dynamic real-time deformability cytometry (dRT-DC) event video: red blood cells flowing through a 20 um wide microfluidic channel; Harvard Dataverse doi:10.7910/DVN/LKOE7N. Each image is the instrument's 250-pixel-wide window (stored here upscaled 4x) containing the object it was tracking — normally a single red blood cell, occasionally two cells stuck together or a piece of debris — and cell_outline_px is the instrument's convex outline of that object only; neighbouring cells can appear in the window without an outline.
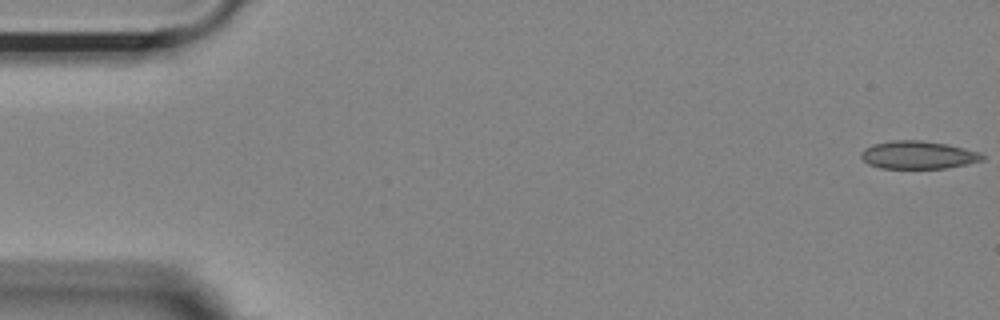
{"species": "Egyptian fruit bat (a non-hibernating species)", "species_latin": "Rousettus aegyptiacus", "temperature_condition": "room temperature", "stored_images_in_passage": 44, "camera_frame_rate_fps": 3000, "um_per_image_px": 0.085, "animal": {"sex": "female"}, "frame": {"image": 1, "passage_image": 1, "time_ms": 0.0, "image_size_px": [1000, 320], "cell_outline_px": [[984, 160], [968, 164], [948, 168], [880, 168], [868, 164], [860, 156], [860, 152], [864, 148], [872, 144], [892, 140], [920, 140], [948, 144], [980, 152], [984, 156]], "centroid_in_image_um": [78.03, 13.17], "position_along_channel_um": 7.0, "area_um2": 19.88}}
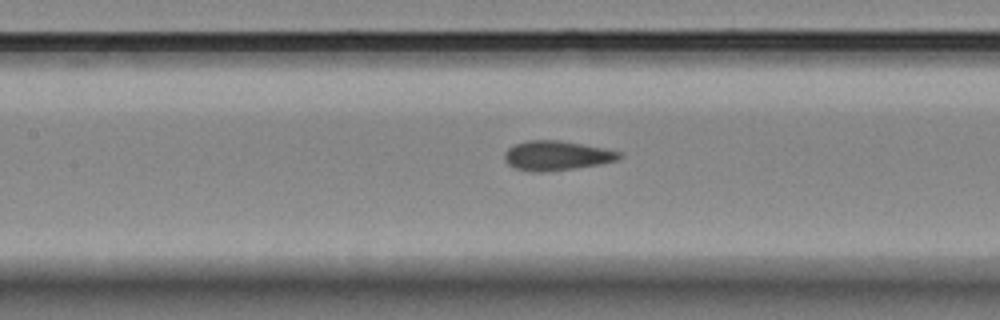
{"frame": {"image": 2, "passage_image": 24, "time_ms": 7.667, "image_size_px": [1000, 320], "cell_outline_px": [[624, 156], [616, 160], [596, 164], [572, 168], [544, 172], [532, 172], [516, 168], [508, 164], [504, 160], [504, 152], [508, 148], [516, 144], [528, 140], [560, 140], [604, 148], [620, 152]], "centroid_in_image_um": [47.27, 13.22], "position_along_channel_um": 160.1, "area_um2": 19.54}}
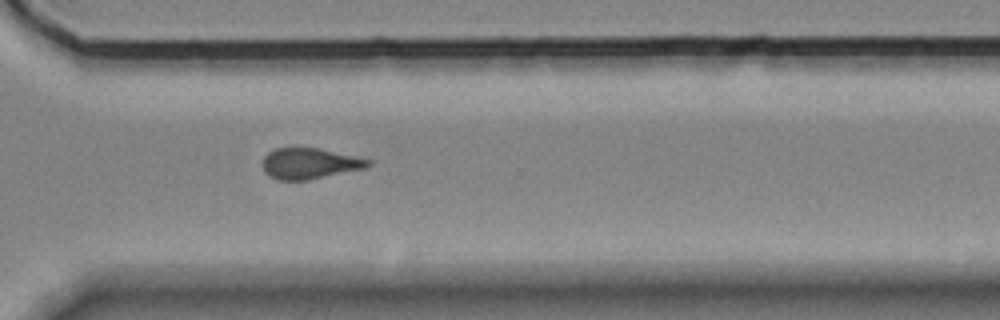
{"frame": {"image": 3, "passage_image": 39, "time_ms": 12.667, "image_size_px": [1000, 320], "cell_outline_px": [[372, 164], [364, 168], [308, 180], [276, 180], [268, 176], [264, 172], [260, 164], [264, 156], [268, 152], [276, 148], [320, 148], [372, 160]], "centroid_in_image_um": [26.26, 13.9], "position_along_channel_um": 344.3, "area_um2": 19.13}}